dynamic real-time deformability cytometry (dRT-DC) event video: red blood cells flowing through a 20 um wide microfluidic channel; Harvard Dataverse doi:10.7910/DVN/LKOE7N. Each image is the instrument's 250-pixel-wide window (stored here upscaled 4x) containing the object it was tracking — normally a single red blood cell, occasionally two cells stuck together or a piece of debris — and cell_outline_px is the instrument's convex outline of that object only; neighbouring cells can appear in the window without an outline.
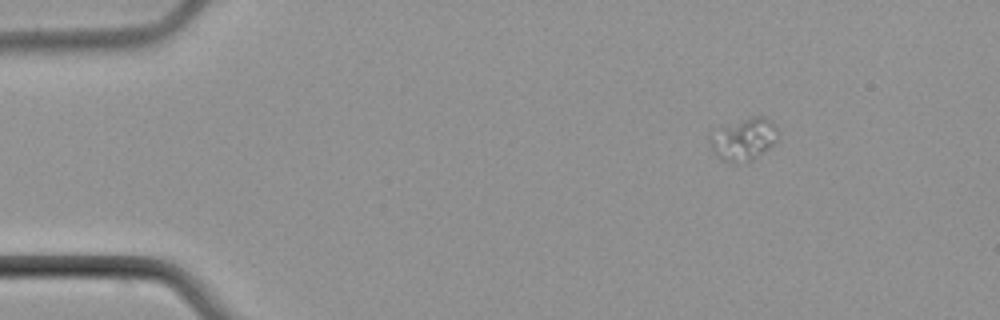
{"species": "common noctule bat (a hibernating species)", "species_latin": "Nyctalus noctula", "temperature_condition": "cold", "stored_images_in_passage": 6, "camera_frame_rate_fps": 3000, "um_per_image_px": 0.085, "animal": {"sex": "male", "body_mass_g": 21.5, "forearm_length_mm": 52.0}, "frame": {"image": 1, "passage_image": 6, "time_ms": 7.0, "image_size_px": [1000, 320], "cell_outline_px": [[776, 140], [768, 148], [752, 160], [736, 164], [724, 160], [712, 148], [708, 140], [708, 132], [716, 128], [752, 116], [764, 116], [772, 120], [776, 128]], "centroid_in_image_um": [63.17, 11.81], "position_along_channel_um": 21.8, "area_um2": 16.7}}